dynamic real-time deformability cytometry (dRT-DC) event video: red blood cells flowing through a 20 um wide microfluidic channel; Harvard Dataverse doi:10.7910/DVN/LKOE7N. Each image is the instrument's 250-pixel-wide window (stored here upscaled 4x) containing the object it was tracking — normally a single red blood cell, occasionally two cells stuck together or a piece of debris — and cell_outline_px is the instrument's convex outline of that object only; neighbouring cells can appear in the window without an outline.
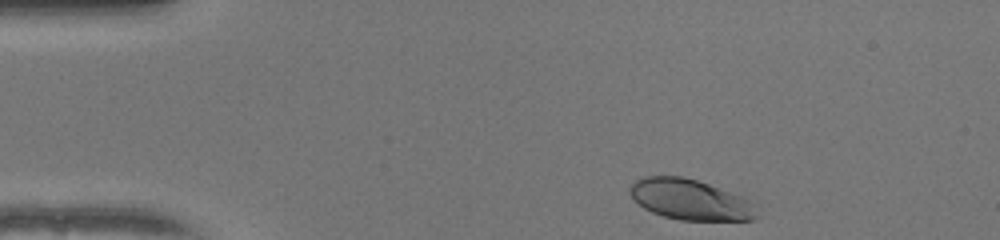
{"species": "human", "species_latin": "Homo sapiens", "temperature_condition": "warm", "stored_images_in_passage": 44, "camera_frame_rate_fps": 3000, "um_per_image_px": 0.085, "donor": {"sex": "female"}, "frame": {"image": 1, "passage_image": 1, "time_ms": 0.0, "image_size_px": [1000, 240], "cell_outline_px": [[760, 216], [756, 220], [680, 220], [664, 216], [652, 212], [644, 208], [632, 200], [628, 188], [636, 180], [644, 176], [684, 176], [708, 184], [740, 196], [748, 200], [752, 204]], "centroid_in_image_um": [58.63, 16.97], "position_along_channel_um": 26.4, "area_um2": 29.94}}
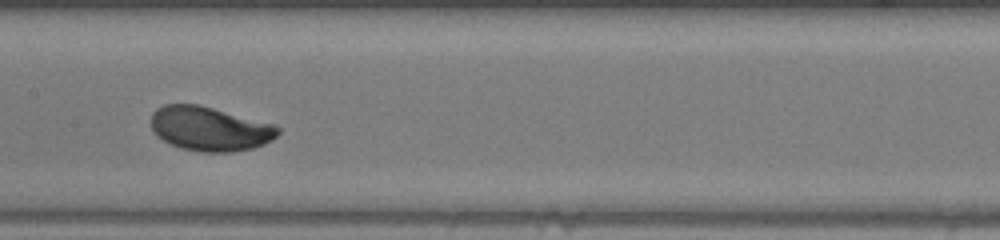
{"frame": {"image": 2, "passage_image": 19, "time_ms": 6.0, "image_size_px": [1000, 240], "cell_outline_px": [[280, 132], [272, 140], [264, 144], [252, 148], [232, 152], [204, 152], [180, 148], [156, 136], [152, 132], [152, 112], [156, 108], [164, 104], [200, 104], [276, 124], [280, 128]], "centroid_in_image_um": [17.85, 10.93], "position_along_channel_um": 189.6, "area_um2": 33.06}}
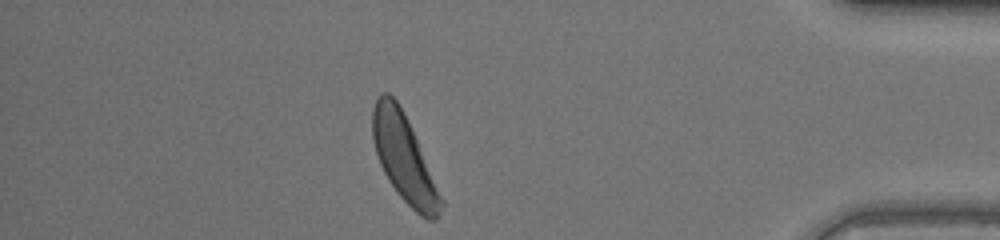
{"frame": {"image": 3, "passage_image": 38, "time_ms": 12.333, "image_size_px": [1000, 240], "cell_outline_px": [[444, 204], [436, 220], [428, 220], [420, 216], [396, 192], [388, 180], [380, 164], [372, 140], [372, 108], [376, 96], [380, 92], [388, 92], [396, 100], [416, 140], [444, 200]], "centroid_in_image_um": [34.32, 13.48], "position_along_channel_um": 400.9, "area_um2": 34.16}, "authors_computed_cell_mechanics": {"area_um2": 32.7437, "velocity_mm_per_s": 3.9845, "shape_relaxation_time_tau1_ms": 1.7905, "shape_relaxation_time_tau2_ms": null, "deformation_change_tau1": 0.1196, "deformation_change_tau2": null}}